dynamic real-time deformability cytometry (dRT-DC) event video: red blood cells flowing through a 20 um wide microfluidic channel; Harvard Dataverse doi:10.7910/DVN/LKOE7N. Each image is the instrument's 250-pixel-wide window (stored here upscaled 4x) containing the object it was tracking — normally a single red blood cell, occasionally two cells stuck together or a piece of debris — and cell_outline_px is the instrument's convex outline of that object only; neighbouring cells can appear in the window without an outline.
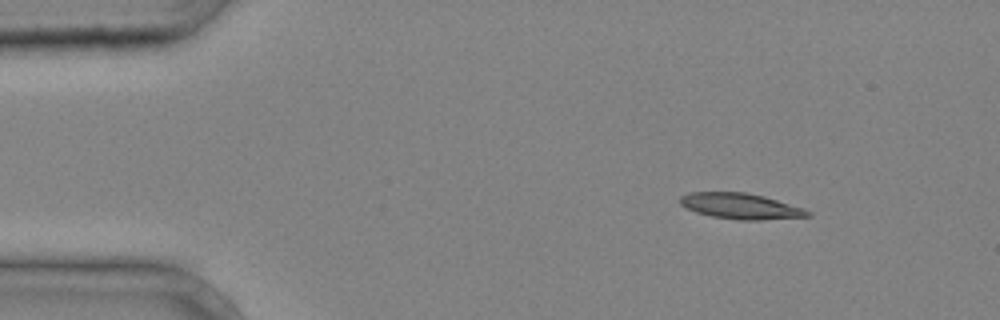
{"species": "common noctule bat (a hibernating species)", "species_latin": "Nyctalus noctula", "temperature_condition": "cold", "stored_images_in_passage": 36, "camera_frame_rate_fps": 3000, "um_per_image_px": 0.085, "animal": {"sex": "male", "body_mass_g": 20.4}, "frame": {"image": 1, "passage_image": 1, "time_ms": 0.0, "image_size_px": [1000, 320], "cell_outline_px": [[812, 216], [760, 220], [736, 220], [712, 216], [696, 212], [684, 208], [680, 204], [680, 196], [688, 192], [744, 192], [764, 196], [804, 208], [812, 212]], "centroid_in_image_um": [62.95, 17.52], "position_along_channel_um": 22.1, "area_um2": 19.31}}
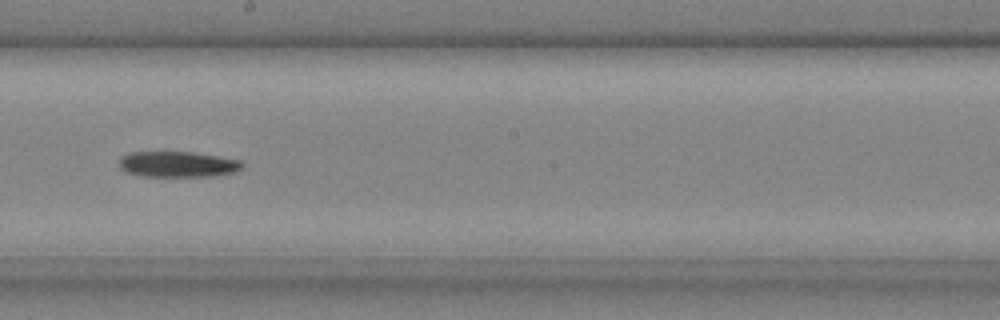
{"frame": {"image": 2, "passage_image": 19, "time_ms": 6.0, "image_size_px": [1000, 320], "cell_outline_px": [[244, 164], [236, 172], [216, 176], [144, 176], [128, 172], [120, 168], [120, 156], [132, 152], [192, 152], [240, 160]], "centroid_in_image_um": [15.12, 13.96], "position_along_channel_um": 233.1, "area_um2": 18.32}}
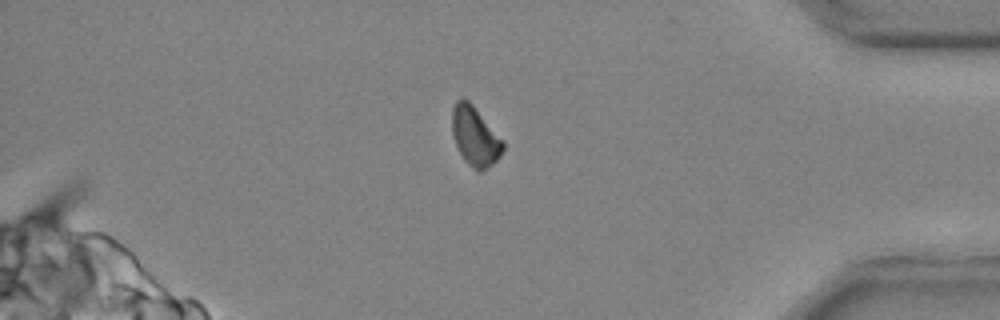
{"frame": {"image": 3, "passage_image": 31, "time_ms": 10.0, "image_size_px": [1000, 320], "cell_outline_px": [[504, 148], [500, 156], [492, 164], [480, 172], [476, 172], [464, 160], [456, 144], [452, 132], [452, 108], [456, 100], [468, 100], [472, 104], [504, 140]], "centroid_in_image_um": [40.39, 11.6], "position_along_channel_um": 394.8, "area_um2": 17.51}}